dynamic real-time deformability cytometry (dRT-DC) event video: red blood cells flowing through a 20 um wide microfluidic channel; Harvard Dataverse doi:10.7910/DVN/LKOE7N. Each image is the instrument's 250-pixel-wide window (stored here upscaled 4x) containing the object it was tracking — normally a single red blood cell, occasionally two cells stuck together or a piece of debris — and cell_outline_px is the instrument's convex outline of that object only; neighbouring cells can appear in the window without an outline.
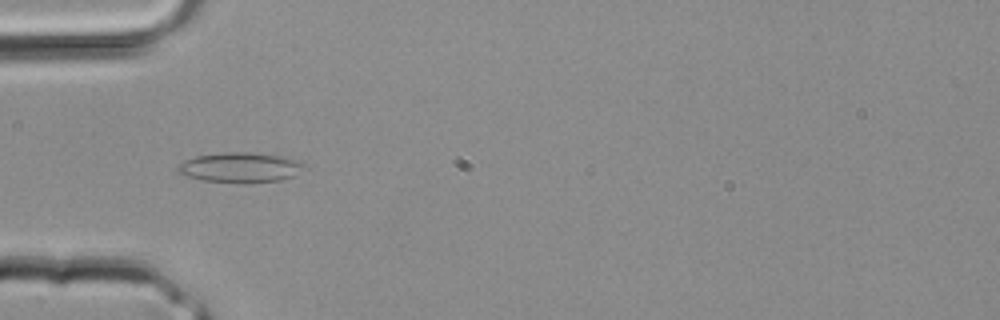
{"species": "common noctule bat (a hibernating species)", "species_latin": "Nyctalus noctula", "temperature_condition": "room temperature", "stored_images_in_passage": 2, "camera_frame_rate_fps": 3000, "um_per_image_px": 0.085, "animal": {"sex": "male", "body_mass_g": 20.4}, "frame": {"image": 1, "passage_image": 2, "time_ms": 0.333, "image_size_px": [1000, 320], "cell_outline_px": [[304, 164], [296, 176], [280, 180], [244, 184], [204, 180], [188, 176], [180, 172], [176, 168], [184, 160], [196, 156], [220, 152], [252, 152], [284, 156], [300, 160]], "centroid_in_image_um": [20.46, 14.23], "position_along_channel_um": 64.5, "area_um2": 22.31}}